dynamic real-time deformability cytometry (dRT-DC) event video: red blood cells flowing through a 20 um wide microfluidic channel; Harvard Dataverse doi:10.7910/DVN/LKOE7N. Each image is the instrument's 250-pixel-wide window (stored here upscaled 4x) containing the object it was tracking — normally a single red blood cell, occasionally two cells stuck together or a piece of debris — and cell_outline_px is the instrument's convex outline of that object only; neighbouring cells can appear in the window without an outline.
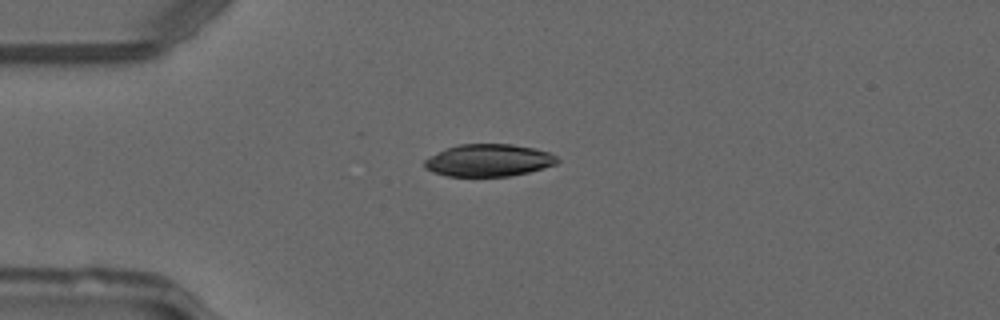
{"species": "common noctule bat (a hibernating species)", "species_latin": "Nyctalus noctula", "temperature_condition": "warm", "stored_images_in_passage": 38, "camera_frame_rate_fps": 3000, "um_per_image_px": 0.085, "animal": {"sex": "male", "forearm_length_mm": 52.5}, "frame": {"image": 1, "passage_image": 1, "time_ms": 0.0, "image_size_px": [1000, 320], "cell_outline_px": [[560, 160], [556, 164], [544, 168], [528, 172], [508, 176], [448, 176], [432, 172], [424, 168], [424, 160], [448, 148], [460, 144], [512, 144], [536, 148], [548, 152], [556, 156]], "centroid_in_image_um": [41.57, 13.63], "position_along_channel_um": 43.4, "area_um2": 24.85}}
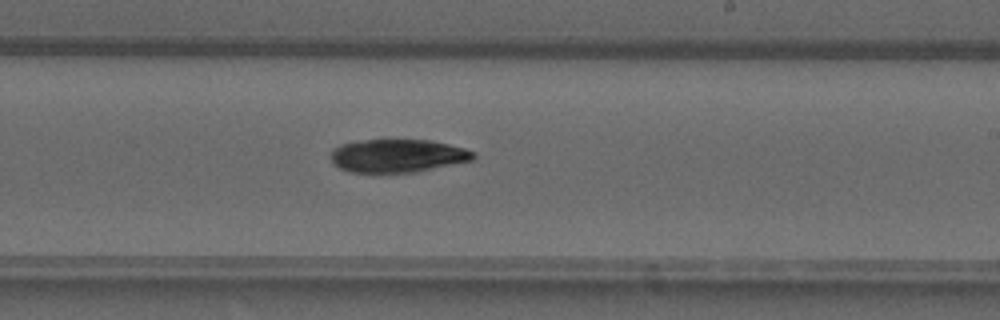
{"frame": {"image": 2, "passage_image": 18, "time_ms": 5.667, "image_size_px": [1000, 320], "cell_outline_px": [[476, 156], [472, 160], [416, 172], [380, 176], [348, 172], [340, 168], [332, 160], [332, 148], [340, 144], [364, 140], [432, 140], [464, 148], [476, 152]], "centroid_in_image_um": [33.77, 13.29], "position_along_channel_um": 255.2, "area_um2": 28.38}}
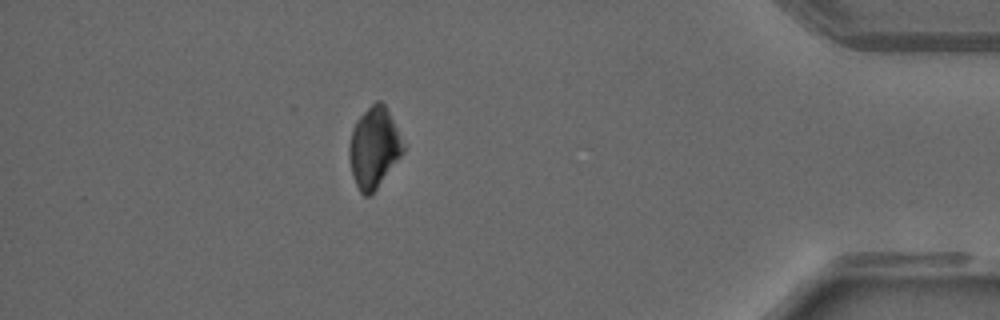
{"frame": {"image": 3, "passage_image": 32, "time_ms": 10.333, "image_size_px": [1000, 320], "cell_outline_px": [[404, 152], [376, 188], [368, 196], [364, 196], [360, 192], [352, 176], [348, 156], [348, 144], [352, 128], [356, 120], [376, 100], [380, 100], [384, 104], [404, 144]], "centroid_in_image_um": [31.75, 12.55], "position_along_channel_um": 403.5, "area_um2": 25.03}, "authors_computed_cell_mechanics": {"area_um2": 27.2816, "velocity_mm_per_s": 4.1378, "shape_relaxation_time_tau1_ms": 3.0932, "shape_relaxation_time_tau2_ms": null, "deformation_change_tau1": 0.1057, "deformation_change_tau2": null}}